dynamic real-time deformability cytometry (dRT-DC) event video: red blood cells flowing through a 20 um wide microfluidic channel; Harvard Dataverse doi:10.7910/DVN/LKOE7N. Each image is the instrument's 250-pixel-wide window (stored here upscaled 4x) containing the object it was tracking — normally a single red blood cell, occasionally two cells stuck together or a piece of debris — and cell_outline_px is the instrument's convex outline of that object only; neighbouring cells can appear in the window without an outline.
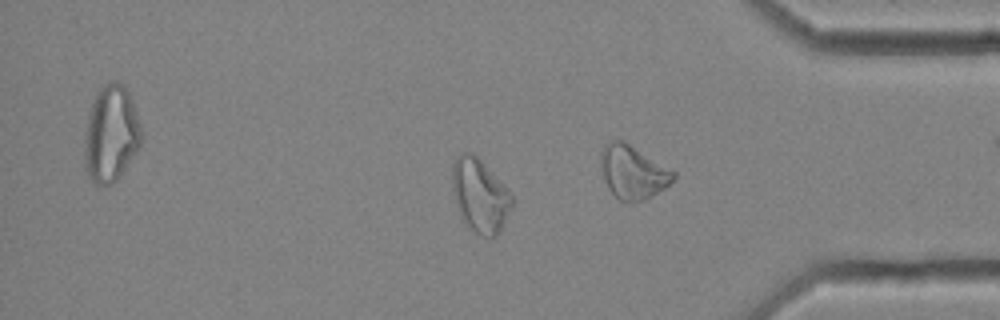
{"species": "common noctule bat (a hibernating species)", "species_latin": "Nyctalus noctula", "temperature_condition": "cold", "stored_images_in_passage": 37, "camera_frame_rate_fps": 3000, "um_per_image_px": 0.085, "animal": {"sex": "female", "body_mass_g": 25.1}, "frame": {"image": 1, "passage_image": 27, "time_ms": 8.667, "image_size_px": [1000, 320], "cell_outline_px": [[516, 200], [496, 236], [492, 240], [468, 228], [460, 212], [452, 188], [452, 164], [456, 156], [464, 152], [472, 152], [508, 188]], "centroid_in_image_um": [40.82, 16.61], "position_along_channel_um": 394.4, "area_um2": 25.49}, "authors_computed_cell_mechanics": {"area_um2": 21.2126, "velocity_mm_per_s": 3.4977, "shape_relaxation_time_tau1_ms": null, "shape_relaxation_time_tau2_ms": 2.0481, "deformation_change_tau1": null, "deformation_change_tau2": 0.0955}}